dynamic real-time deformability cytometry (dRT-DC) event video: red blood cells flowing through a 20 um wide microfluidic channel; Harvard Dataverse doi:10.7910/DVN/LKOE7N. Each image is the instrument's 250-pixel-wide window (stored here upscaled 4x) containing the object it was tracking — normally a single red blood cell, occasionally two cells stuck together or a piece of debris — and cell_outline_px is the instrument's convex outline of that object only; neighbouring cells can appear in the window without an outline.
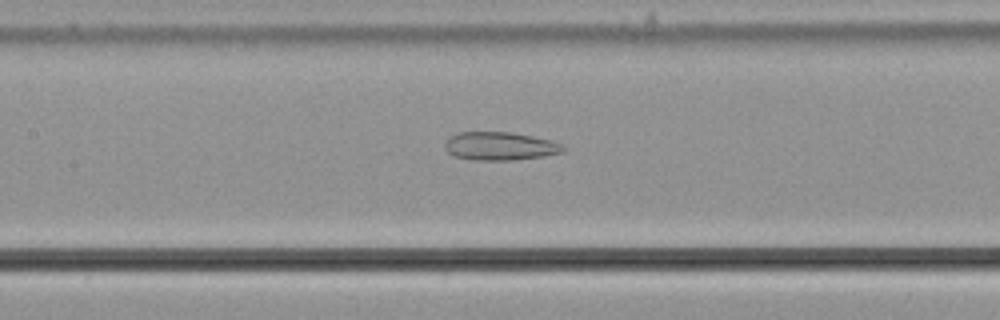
{"species": "common noctule bat (a hibernating species)", "species_latin": "Nyctalus noctula", "temperature_condition": "cold", "stored_images_in_passage": 44, "camera_frame_rate_fps": 3000, "um_per_image_px": 0.085, "animal": {"sex": "male", "body_mass_g": 21.5, "forearm_length_mm": 52.0}, "frame": {"image": 1, "passage_image": 14, "time_ms": 4.333, "image_size_px": [1000, 320], "cell_outline_px": [[568, 148], [564, 152], [540, 156], [512, 160], [476, 160], [452, 156], [444, 148], [444, 144], [452, 136], [460, 132], [512, 132], [552, 140]], "centroid_in_image_um": [42.51, 12.42], "position_along_channel_um": 164.9, "area_um2": 19.42}}
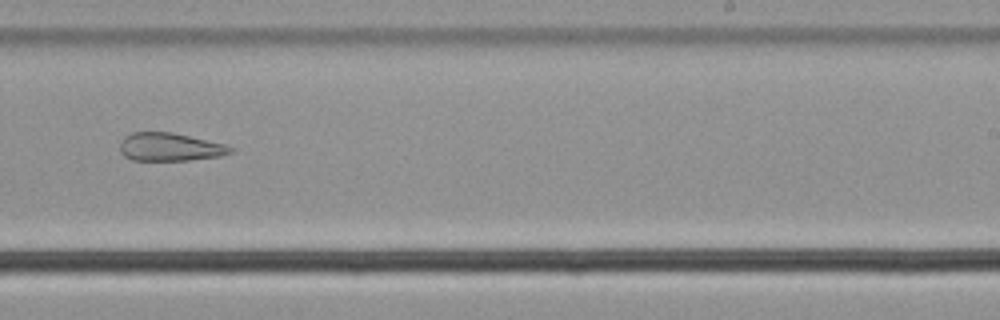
{"frame": {"image": 2, "passage_image": 23, "time_ms": 7.333, "image_size_px": [1000, 320], "cell_outline_px": [[236, 148], [232, 152], [220, 156], [188, 160], [132, 160], [124, 156], [120, 152], [120, 140], [124, 136], [132, 132], [172, 132], [224, 144]], "centroid_in_image_um": [14.41, 12.49], "position_along_channel_um": 274.6, "area_um2": 18.15}}
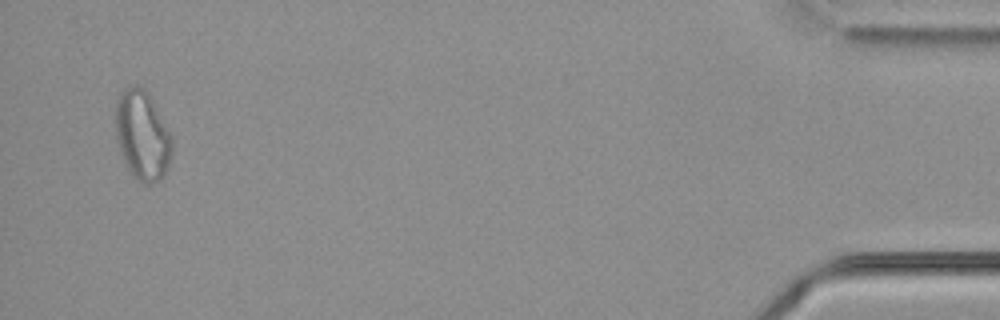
{"frame": {"image": 3, "passage_image": 42, "time_ms": 13.667, "image_size_px": [1000, 320], "cell_outline_px": [[172, 152], [164, 176], [148, 184], [144, 184], [136, 180], [132, 176], [120, 152], [116, 140], [116, 100], [120, 92], [124, 88], [136, 84], [144, 88], [152, 96], [172, 136]], "centroid_in_image_um": [12.1, 11.46], "position_along_channel_um": 423.1, "area_um2": 29.82}, "authors_computed_cell_mechanics": {"area_um2": 22.4264, "velocity_mm_per_s": 3.6669, "shape_relaxation_time_tau1_ms": null, "shape_relaxation_time_tau2_ms": 4.3188, "deformation_change_tau1": null, "deformation_change_tau2": 0.1579}}